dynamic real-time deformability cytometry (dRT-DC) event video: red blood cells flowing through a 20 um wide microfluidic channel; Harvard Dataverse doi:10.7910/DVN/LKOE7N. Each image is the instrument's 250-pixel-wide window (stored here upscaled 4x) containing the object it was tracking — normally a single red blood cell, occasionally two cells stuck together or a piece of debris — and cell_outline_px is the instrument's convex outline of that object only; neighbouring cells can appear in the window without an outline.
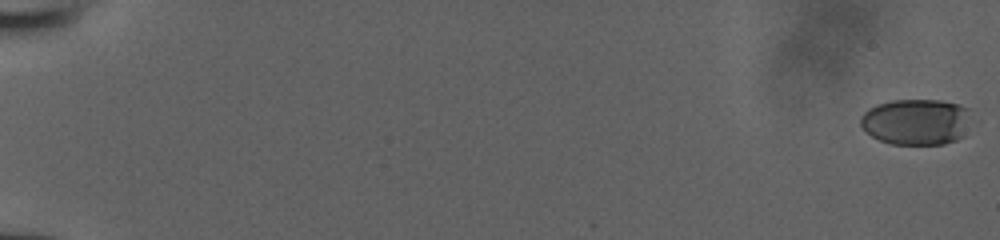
{"species": "human", "species_latin": "Homo sapiens", "temperature_condition": "room temperature", "stored_images_in_passage": 11, "camera_frame_rate_fps": 3000, "um_per_image_px": 0.085, "donor": {"sex": "male"}, "frame": {"image": 1, "passage_image": 1, "time_ms": 0.0, "image_size_px": [1000, 240], "cell_outline_px": [[980, 120], [964, 136], [956, 140], [944, 144], [892, 144], [880, 140], [872, 136], [860, 124], [860, 116], [868, 108], [876, 104], [892, 100], [940, 100], [960, 104], [968, 108]], "centroid_in_image_um": [78.04, 10.34], "position_along_channel_um": 7.0, "area_um2": 30.92}}
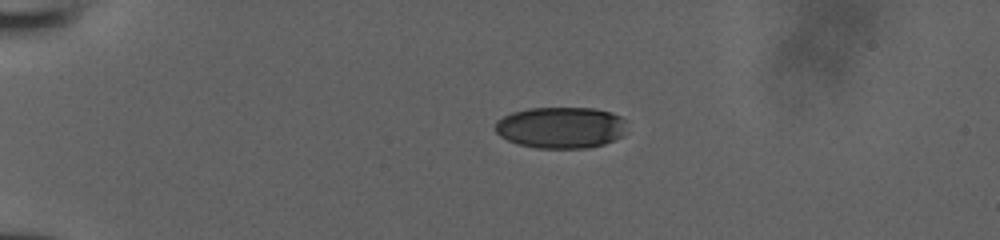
{"frame": {"image": 2, "passage_image": 7, "time_ms": 2.0, "image_size_px": [1000, 240], "cell_outline_px": [[624, 136], [604, 144], [588, 148], [536, 148], [520, 144], [508, 140], [500, 136], [496, 132], [496, 120], [512, 112], [528, 108], [596, 108], [612, 112], [620, 116], [624, 120]], "centroid_in_image_um": [47.68, 10.84], "position_along_channel_um": 37.3, "area_um2": 31.85}}
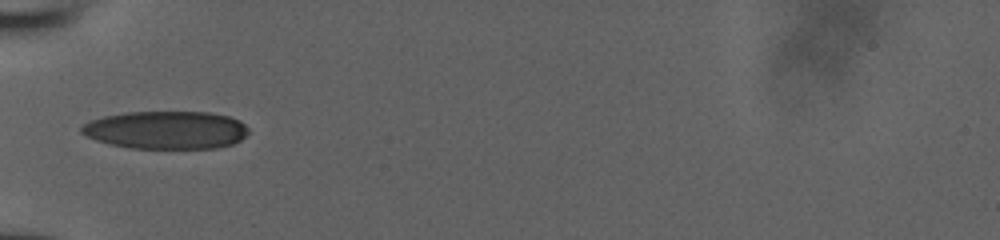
{"frame": {"image": 3, "passage_image": 10, "time_ms": 3.0, "image_size_px": [1000, 240], "cell_outline_px": [[248, 132], [240, 140], [232, 144], [216, 148], [132, 148], [108, 144], [96, 140], [80, 132], [80, 128], [88, 120], [104, 116], [124, 112], [208, 112], [228, 116], [240, 120], [248, 128]], "centroid_in_image_um": [14.1, 11.04], "position_along_channel_um": 70.9, "area_um2": 36.99}}